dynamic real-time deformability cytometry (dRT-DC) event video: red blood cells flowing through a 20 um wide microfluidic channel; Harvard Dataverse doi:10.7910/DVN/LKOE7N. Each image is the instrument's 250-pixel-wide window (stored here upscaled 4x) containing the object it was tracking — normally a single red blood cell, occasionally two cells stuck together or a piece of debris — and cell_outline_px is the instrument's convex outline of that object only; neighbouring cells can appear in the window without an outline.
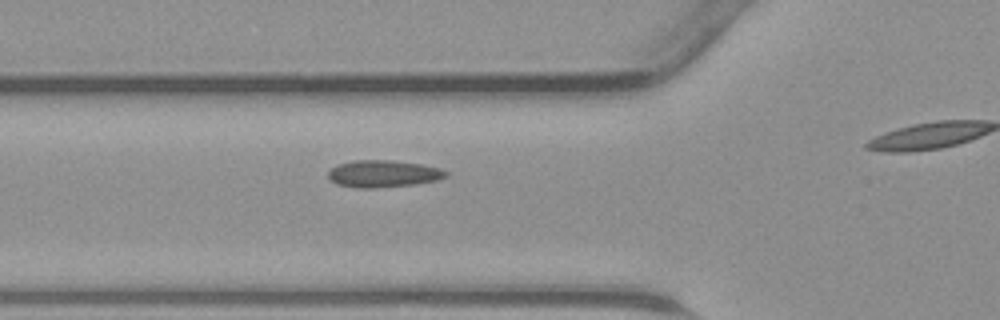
{"species": "common noctule bat (a hibernating species)", "species_latin": "Nyctalus noctula", "temperature_condition": "warm", "stored_images_in_passage": 11, "camera_frame_rate_fps": 3000, "um_per_image_px": 0.085, "animal": {"sex": "male", "body_mass_g": 23.1, "forearm_length_mm": 52.7}, "frame": {"image": 1, "passage_image": 7, "time_ms": 2.0, "image_size_px": [1000, 320], "cell_outline_px": [[448, 176], [436, 180], [416, 184], [372, 188], [356, 188], [336, 184], [328, 176], [328, 172], [332, 168], [340, 164], [356, 160], [392, 160], [420, 164], [440, 168], [448, 172]], "centroid_in_image_um": [32.59, 14.77], "position_along_channel_um": 93.2, "area_um2": 18.44}}
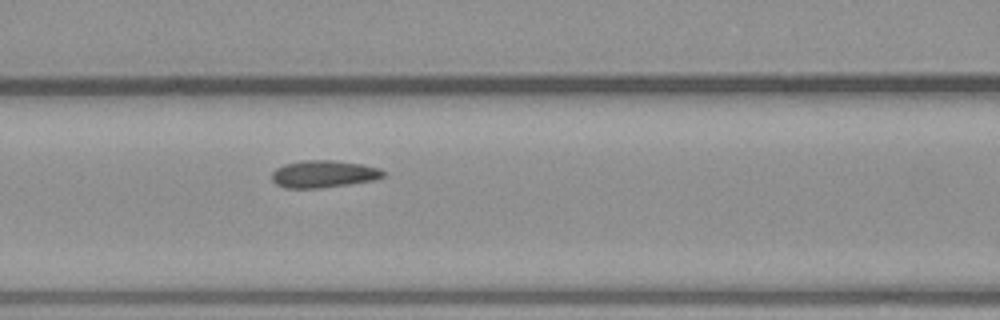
{"frame": {"image": 2, "passage_image": 10, "time_ms": 3.0, "image_size_px": [1000, 320], "cell_outline_px": [[388, 172], [384, 176], [372, 180], [348, 184], [320, 188], [284, 188], [276, 184], [272, 180], [272, 172], [276, 168], [284, 164], [300, 160], [336, 160], [360, 164], [380, 168]], "centroid_in_image_um": [27.49, 14.78], "position_along_channel_um": 139.1, "area_um2": 17.8}}